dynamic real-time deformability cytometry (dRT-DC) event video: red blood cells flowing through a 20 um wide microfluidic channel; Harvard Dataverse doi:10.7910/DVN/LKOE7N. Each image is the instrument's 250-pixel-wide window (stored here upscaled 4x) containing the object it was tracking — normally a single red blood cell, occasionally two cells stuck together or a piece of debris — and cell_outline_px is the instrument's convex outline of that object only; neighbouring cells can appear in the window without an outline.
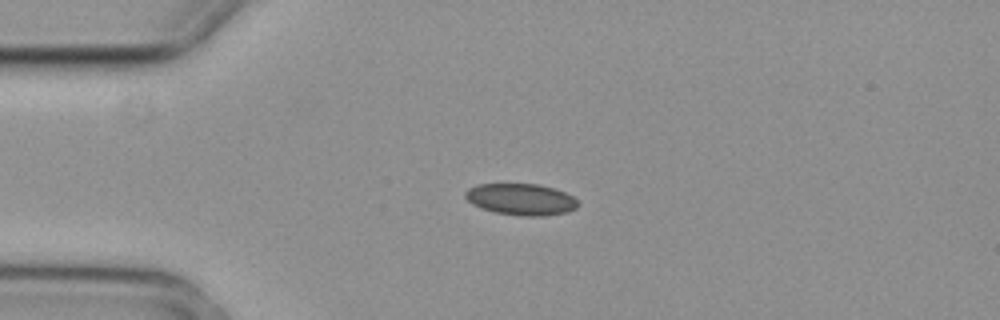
{"species": "common noctule bat (a hibernating species)", "species_latin": "Nyctalus noctula", "temperature_condition": "cold", "stored_images_in_passage": 6, "camera_frame_rate_fps": 3000, "um_per_image_px": 0.085, "animal": {"sex": "female", "body_mass_g": 29.2, "forearm_length_mm": 56.3}, "frame": {"image": 1, "passage_image": 1, "time_ms": 0.0, "image_size_px": [1000, 320], "cell_outline_px": [[580, 204], [576, 208], [568, 212], [544, 216], [520, 216], [496, 212], [480, 208], [472, 204], [464, 196], [464, 192], [468, 188], [476, 184], [540, 184], [564, 192], [572, 196]], "centroid_in_image_um": [44.27, 16.94], "position_along_channel_um": 40.7, "area_um2": 20.81}}
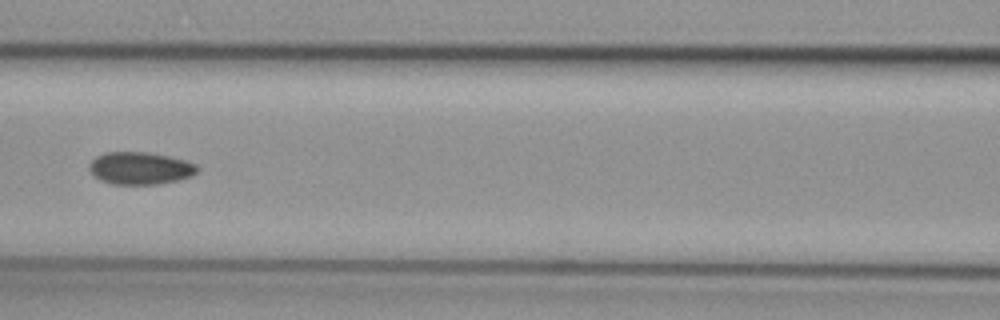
{"frame": {"image": 2, "passage_image": 4, "time_ms": 1.0, "image_size_px": [1000, 320], "cell_outline_px": [[200, 168], [192, 176], [180, 180], [156, 184], [112, 184], [100, 180], [92, 176], [88, 168], [88, 164], [96, 156], [108, 152], [148, 152], [168, 156], [184, 160], [196, 164]], "centroid_in_image_um": [11.89, 14.3], "position_along_channel_um": 154.7, "area_um2": 20.58}}
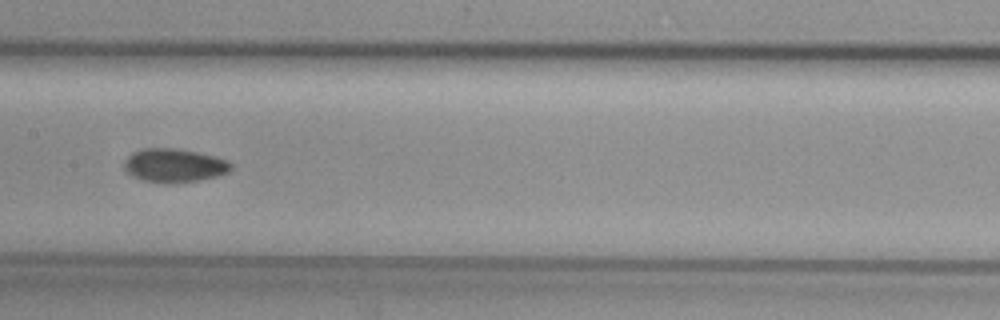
{"frame": {"image": 3, "passage_image": 5, "time_ms": 1.333, "image_size_px": [1000, 320], "cell_outline_px": [[232, 168], [228, 172], [216, 176], [200, 180], [168, 184], [144, 180], [132, 176], [124, 168], [124, 160], [132, 152], [144, 148], [176, 148], [196, 152], [228, 160], [232, 164]], "centroid_in_image_um": [14.79, 14.06], "position_along_channel_um": 192.6, "area_um2": 20.92}}